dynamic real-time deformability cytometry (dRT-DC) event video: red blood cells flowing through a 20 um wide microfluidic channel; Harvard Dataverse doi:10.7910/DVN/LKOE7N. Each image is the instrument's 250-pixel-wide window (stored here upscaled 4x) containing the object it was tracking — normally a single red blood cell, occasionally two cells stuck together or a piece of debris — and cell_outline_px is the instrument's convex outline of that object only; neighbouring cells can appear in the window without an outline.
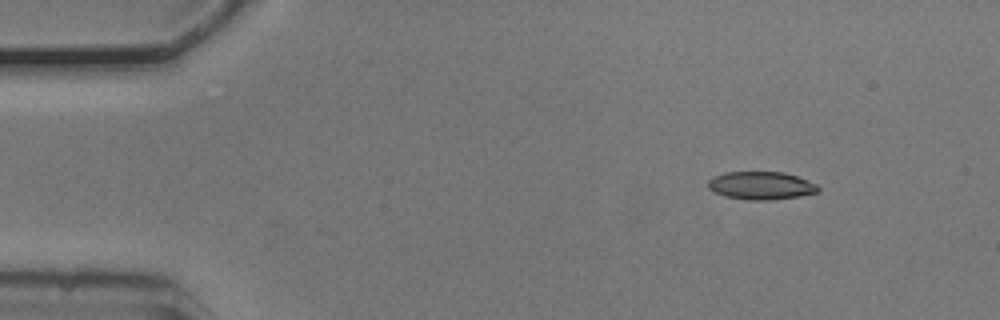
{"species": "common noctule bat (a hibernating species)", "species_latin": "Nyctalus noctula", "temperature_condition": "cold", "stored_images_in_passage": 2, "camera_frame_rate_fps": 3000, "um_per_image_px": 0.085, "animal": {"sex": "male", "body_mass_g": 20.5, "forearm_length_mm": 52.5}, "frame": {"image": 1, "passage_image": 1, "time_ms": 0.0, "image_size_px": [1000, 320], "cell_outline_px": [[820, 188], [816, 192], [796, 196], [772, 200], [748, 200], [724, 196], [708, 188], [708, 180], [712, 176], [724, 172], [784, 172], [796, 176], [816, 184]], "centroid_in_image_um": [64.63, 15.76], "position_along_channel_um": 20.4, "area_um2": 17.8}}